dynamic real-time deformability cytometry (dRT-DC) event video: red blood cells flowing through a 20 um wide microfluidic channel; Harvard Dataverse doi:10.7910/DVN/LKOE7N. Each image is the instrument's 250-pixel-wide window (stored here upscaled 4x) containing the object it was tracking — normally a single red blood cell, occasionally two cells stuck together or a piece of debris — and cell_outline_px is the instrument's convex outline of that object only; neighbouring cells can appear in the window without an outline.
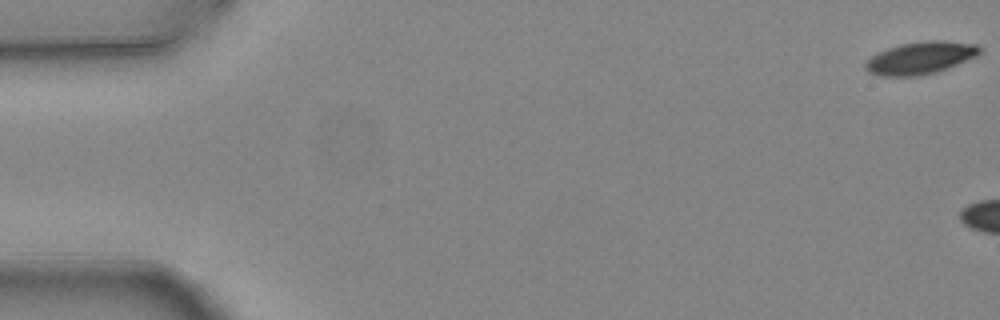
{"species": "common noctule bat (a hibernating species)", "species_latin": "Nyctalus noctula", "temperature_condition": "warm", "stored_images_in_passage": 2, "camera_frame_rate_fps": 3000, "um_per_image_px": 0.085, "animal": {"sex": "female", "body_mass_g": 24.6, "forearm_length_mm": 56.2}, "frame": {"image": 1, "passage_image": 1, "time_ms": 0.0, "image_size_px": [1000, 320], "cell_outline_px": [[984, 48], [976, 56], [948, 68], [936, 72], [920, 76], [880, 76], [868, 72], [864, 68], [864, 64], [872, 56], [888, 48], [900, 44], [928, 40], [944, 40], [976, 44]], "centroid_in_image_um": [78.25, 4.92], "position_along_channel_um": 6.7, "area_um2": 21.62}}